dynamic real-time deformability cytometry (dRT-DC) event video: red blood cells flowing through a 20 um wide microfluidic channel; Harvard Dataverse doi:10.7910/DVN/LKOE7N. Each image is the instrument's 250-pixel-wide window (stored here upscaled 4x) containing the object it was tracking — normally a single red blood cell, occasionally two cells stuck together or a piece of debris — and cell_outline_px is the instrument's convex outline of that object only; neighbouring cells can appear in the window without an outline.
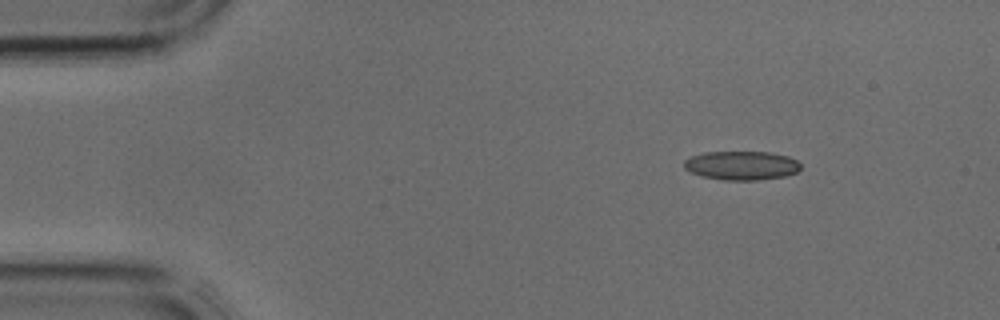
{"species": "common noctule bat (a hibernating species)", "species_latin": "Nyctalus noctula", "temperature_condition": "cold", "stored_images_in_passage": 3, "camera_frame_rate_fps": 3000, "um_per_image_px": 0.085, "animal": {"sex": "male", "body_mass_g": 17.9, "forearm_length_mm": 54.2}, "frame": {"image": 1, "passage_image": 1, "time_ms": 0.0, "image_size_px": [1000, 320], "cell_outline_px": [[800, 168], [796, 172], [784, 176], [756, 180], [724, 180], [700, 176], [684, 168], [684, 160], [692, 156], [704, 152], [772, 152], [788, 156], [796, 160], [800, 164]], "centroid_in_image_um": [63.02, 14.06], "position_along_channel_um": 22.0, "area_um2": 19.59}}
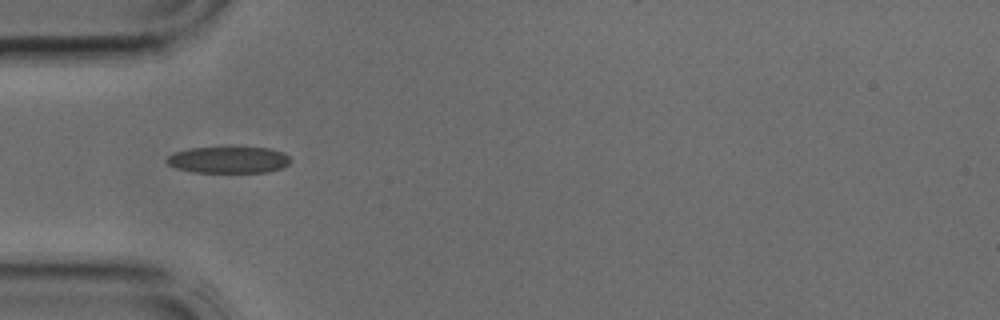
{"frame": {"image": 2, "passage_image": 3, "time_ms": 0.667, "image_size_px": [1000, 320], "cell_outline_px": [[292, 160], [284, 168], [268, 172], [192, 172], [176, 168], [168, 164], [164, 160], [172, 152], [192, 148], [224, 144], [236, 144], [272, 148], [284, 152]], "centroid_in_image_um": [19.45, 13.52], "position_along_channel_um": 65.5, "area_um2": 20.58}}